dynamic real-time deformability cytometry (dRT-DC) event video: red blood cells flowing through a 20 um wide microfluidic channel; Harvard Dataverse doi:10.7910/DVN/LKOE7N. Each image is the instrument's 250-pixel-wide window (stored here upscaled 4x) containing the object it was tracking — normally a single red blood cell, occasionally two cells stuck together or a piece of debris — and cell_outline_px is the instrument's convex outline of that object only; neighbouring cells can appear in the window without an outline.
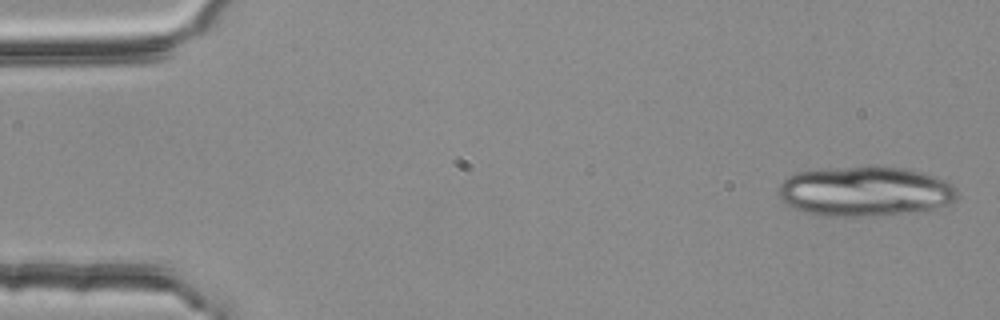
{"species": "common noctule bat (a hibernating species)", "species_latin": "Nyctalus noctula", "temperature_condition": "room temperature", "stored_images_in_passage": 4, "camera_frame_rate_fps": 3000, "um_per_image_px": 0.085, "animal": {"sex": "female", "body_mass_g": 25.1}, "frame": {"image": 1, "passage_image": 1, "time_ms": 0.0, "image_size_px": [1000, 320], "cell_outline_px": [[956, 200], [948, 204], [936, 208], [908, 212], [876, 216], [816, 216], [792, 208], [776, 192], [780, 184], [788, 176], [796, 172], [872, 164], [876, 164], [904, 168], [920, 172], [944, 180], [952, 184], [956, 188]], "centroid_in_image_um": [73.5, 16.25], "position_along_channel_um": 11.5, "area_um2": 52.48}}